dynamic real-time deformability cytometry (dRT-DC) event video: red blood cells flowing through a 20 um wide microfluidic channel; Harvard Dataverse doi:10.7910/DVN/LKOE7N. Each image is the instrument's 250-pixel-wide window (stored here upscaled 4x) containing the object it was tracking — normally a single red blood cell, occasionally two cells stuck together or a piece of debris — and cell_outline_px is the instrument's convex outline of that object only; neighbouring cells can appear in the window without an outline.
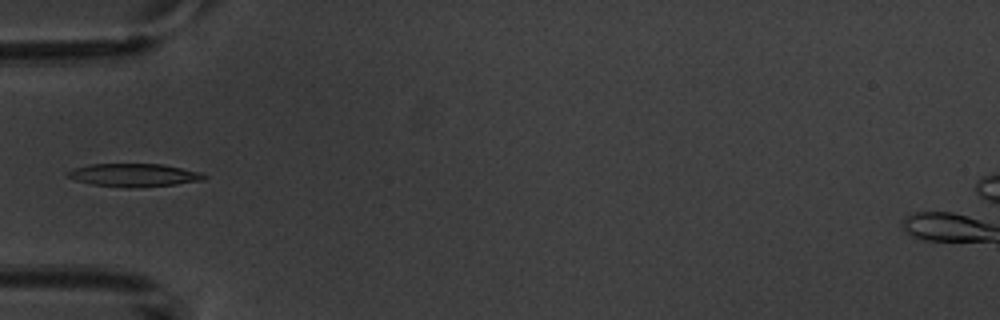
{"species": "common noctule bat (a hibernating species)", "species_latin": "Nyctalus noctula", "temperature_condition": "warm", "stored_images_in_passage": 5, "camera_frame_rate_fps": 3000, "um_per_image_px": 0.085, "animal": {"sex": "male", "body_mass_g": 20.1, "forearm_length_mm": 53.5}, "frame": {"image": 1, "passage_image": 4, "time_ms": 3.667, "image_size_px": [1000, 320], "cell_outline_px": [[208, 176], [204, 180], [176, 184], [136, 188], [128, 188], [92, 184], [76, 180], [64, 176], [64, 172], [72, 168], [92, 164], [164, 164], [204, 172]], "centroid_in_image_um": [11.4, 14.88], "position_along_channel_um": 73.6, "area_um2": 18.73}}